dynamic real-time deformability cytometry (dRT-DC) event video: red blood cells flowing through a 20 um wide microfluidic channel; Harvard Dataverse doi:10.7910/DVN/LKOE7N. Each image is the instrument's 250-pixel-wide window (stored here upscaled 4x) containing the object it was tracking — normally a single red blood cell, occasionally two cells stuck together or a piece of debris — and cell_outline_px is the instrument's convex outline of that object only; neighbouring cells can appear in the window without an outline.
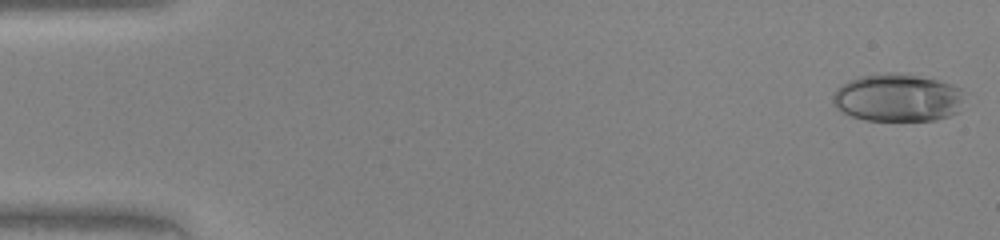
{"species": "human", "species_latin": "Homo sapiens", "temperature_condition": "warm", "stored_images_in_passage": 47, "camera_frame_rate_fps": 3000, "um_per_image_px": 0.085, "donor": {"sex": "female"}, "frame": {"image": 1, "passage_image": 1, "time_ms": 0.0, "image_size_px": [1000, 240], "cell_outline_px": [[960, 100], [956, 112], [948, 116], [936, 120], [864, 120], [852, 116], [836, 108], [832, 104], [832, 96], [836, 88], [848, 80], [860, 76], [880, 72], [896, 72], [920, 76], [936, 80], [960, 88]], "centroid_in_image_um": [76.19, 8.29], "position_along_channel_um": 8.8, "area_um2": 36.41}}
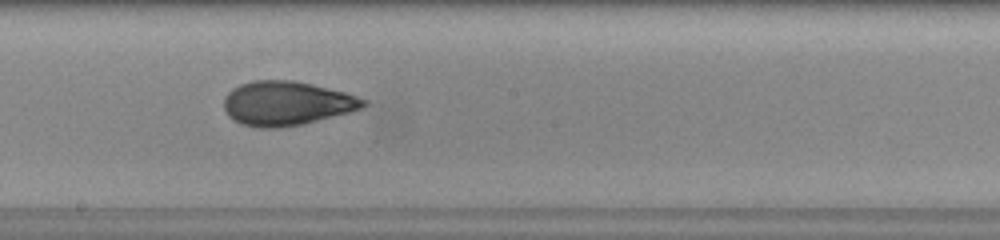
{"frame": {"image": 2, "passage_image": 26, "time_ms": 8.333, "image_size_px": [1000, 240], "cell_outline_px": [[368, 104], [352, 112], [300, 124], [280, 128], [256, 128], [240, 124], [232, 120], [228, 116], [224, 108], [224, 96], [232, 88], [240, 84], [252, 80], [292, 80], [312, 84], [344, 92], [368, 100]], "centroid_in_image_um": [24.32, 8.79], "position_along_channel_um": 223.9, "area_um2": 36.13}}
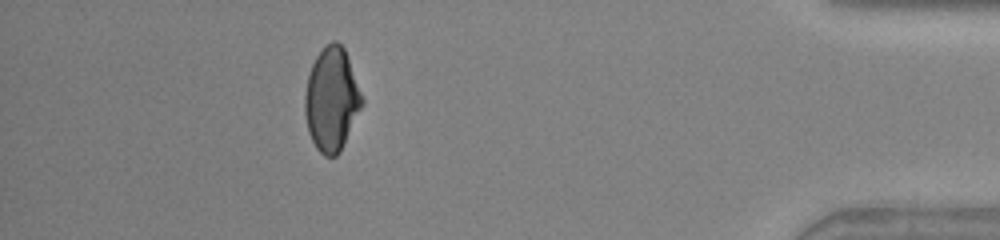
{"frame": {"image": 3, "passage_image": 42, "time_ms": 13.667, "image_size_px": [1000, 240], "cell_outline_px": [[364, 104], [340, 152], [336, 156], [324, 156], [316, 148], [308, 132], [304, 112], [304, 96], [308, 76], [312, 64], [316, 56], [332, 40], [336, 40], [344, 48], [364, 100]], "centroid_in_image_um": [28.19, 8.48], "position_along_channel_um": 407.0, "area_um2": 34.39}}